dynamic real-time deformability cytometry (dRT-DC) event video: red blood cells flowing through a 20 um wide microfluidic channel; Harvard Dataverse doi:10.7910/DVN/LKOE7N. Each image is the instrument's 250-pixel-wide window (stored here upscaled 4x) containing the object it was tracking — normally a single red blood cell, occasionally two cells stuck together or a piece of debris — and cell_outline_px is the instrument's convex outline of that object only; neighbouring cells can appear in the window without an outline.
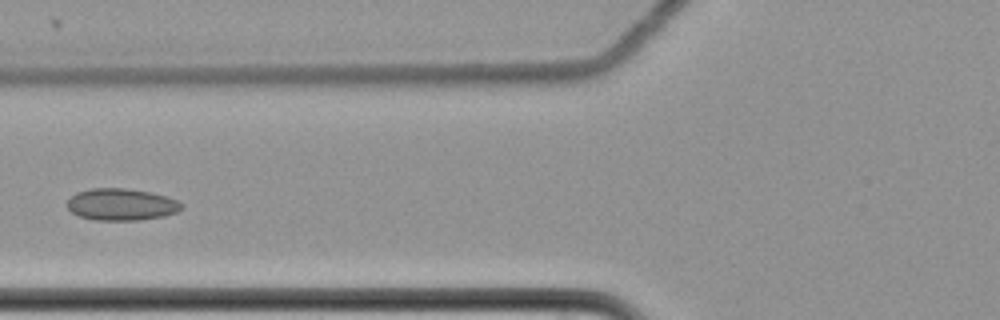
{"species": "common noctule bat (a hibernating species)", "species_latin": "Nyctalus noctula", "temperature_condition": "cold", "stored_images_in_passage": 9, "camera_frame_rate_fps": 3000, "um_per_image_px": 0.085, "animal": {"sex": "female", "body_mass_g": 22.7, "forearm_length_mm": 54.2}, "frame": {"image": 1, "passage_image": 8, "time_ms": 2.333, "image_size_px": [1000, 320], "cell_outline_px": [[184, 208], [176, 212], [164, 216], [136, 220], [96, 220], [80, 216], [72, 212], [68, 208], [68, 200], [76, 192], [92, 188], [124, 188], [152, 192], [168, 196], [184, 204]], "centroid_in_image_um": [10.35, 17.37], "position_along_channel_um": 115.4, "area_um2": 21.27}}
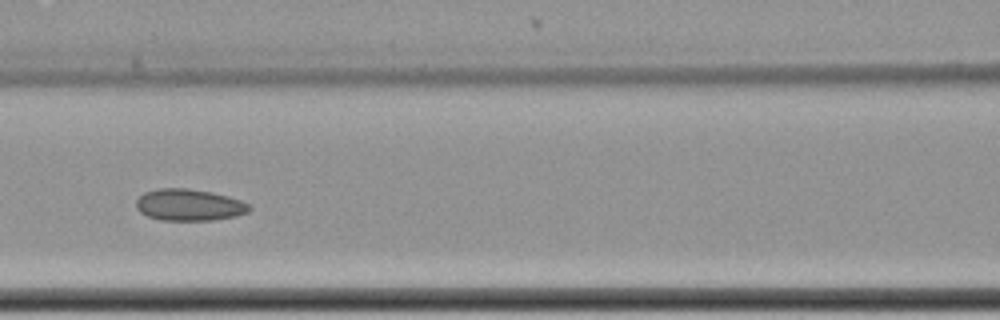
{"frame": {"image": 2, "passage_image": 9, "time_ms": 2.667, "image_size_px": [1000, 320], "cell_outline_px": [[252, 208], [248, 212], [236, 216], [212, 220], [160, 220], [148, 216], [140, 212], [136, 208], [136, 200], [144, 192], [160, 188], [188, 188], [212, 192], [228, 196], [240, 200], [248, 204]], "centroid_in_image_um": [16.07, 17.41], "position_along_channel_um": 150.5, "area_um2": 20.92}}